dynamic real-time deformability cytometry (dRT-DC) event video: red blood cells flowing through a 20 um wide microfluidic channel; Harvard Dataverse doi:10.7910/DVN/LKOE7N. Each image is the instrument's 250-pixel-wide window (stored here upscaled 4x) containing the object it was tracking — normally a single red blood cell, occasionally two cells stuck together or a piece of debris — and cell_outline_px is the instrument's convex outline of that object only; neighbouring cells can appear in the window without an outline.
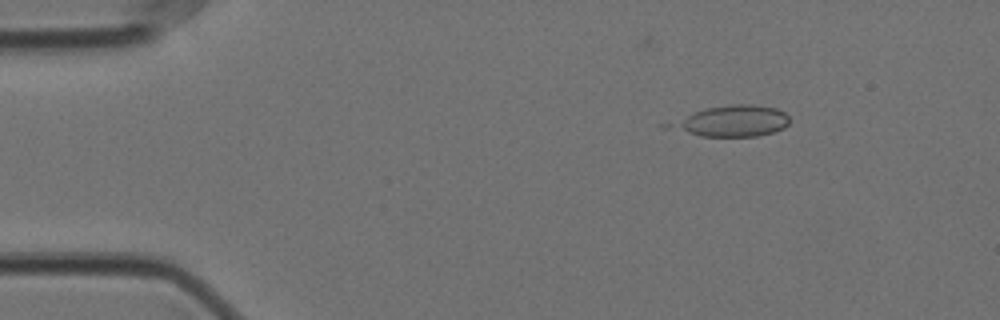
{"species": "Egyptian fruit bat (a non-hibernating species)", "species_latin": "Rousettus aegyptiacus", "temperature_condition": "cold", "stored_images_in_passage": 13, "camera_frame_rate_fps": 3000, "um_per_image_px": 0.085, "animal": {"sex": "female"}, "frame": {"image": 1, "passage_image": 3, "time_ms": 0.667, "image_size_px": [1000, 320], "cell_outline_px": [[788, 124], [784, 128], [772, 132], [756, 136], [700, 136], [664, 128], [656, 124], [704, 108], [732, 104], [752, 104], [776, 108], [784, 112], [788, 116]], "centroid_in_image_um": [62.02, 10.29], "position_along_channel_um": 23.0, "area_um2": 22.31}}
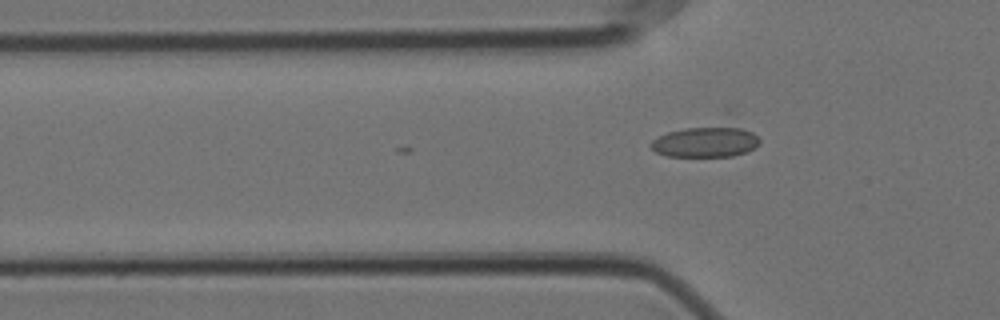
{"frame": {"image": 2, "passage_image": 13, "time_ms": 4.0, "image_size_px": [1000, 320], "cell_outline_px": [[760, 144], [748, 152], [732, 156], [668, 156], [656, 152], [652, 148], [652, 140], [668, 132], [684, 128], [740, 128], [752, 132], [760, 140]], "centroid_in_image_um": [59.99, 12.09], "position_along_channel_um": 65.8, "area_um2": 18.79}}